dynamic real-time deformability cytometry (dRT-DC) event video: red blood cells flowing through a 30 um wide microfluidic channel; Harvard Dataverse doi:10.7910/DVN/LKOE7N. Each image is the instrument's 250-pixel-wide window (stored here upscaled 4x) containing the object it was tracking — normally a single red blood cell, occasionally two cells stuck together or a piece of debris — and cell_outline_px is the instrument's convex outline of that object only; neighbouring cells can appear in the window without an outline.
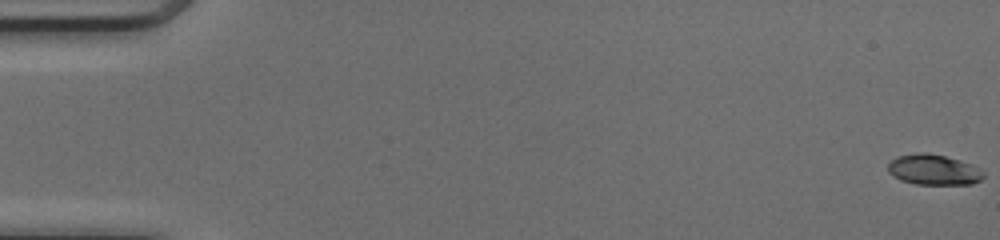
{"species": "common noctule bat (a hibernating species)", "species_latin": "Nyctalus noctula", "temperature_condition": "cold", "stored_images_in_passage": 51, "camera_frame_rate_fps": 3000, "um_per_image_px": 0.085, "animal": {"sex": "female", "body_mass_g": 17.0, "forearm_length_mm": 48.0}, "frame": {"image": 1, "passage_image": 1, "time_ms": 0.0, "image_size_px": [1000, 240], "cell_outline_px": [[984, 176], [980, 180], [972, 184], [916, 184], [900, 180], [888, 172], [888, 164], [896, 156], [920, 152], [924, 152], [944, 156], [980, 168], [984, 172]], "centroid_in_image_um": [79.33, 14.43], "position_along_channel_um": 5.7, "area_um2": 16.76}}
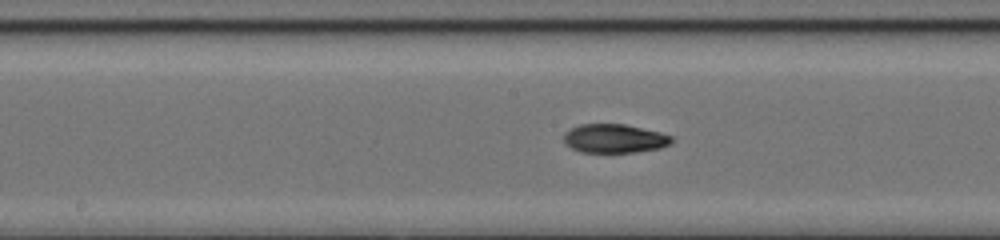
{"frame": {"image": 2, "passage_image": 27, "time_ms": 8.667, "image_size_px": [1000, 240], "cell_outline_px": [[672, 140], [668, 144], [660, 148], [636, 152], [580, 152], [572, 148], [564, 140], [564, 132], [568, 128], [580, 124], [624, 124], [660, 132], [672, 136]], "centroid_in_image_um": [52.2, 11.76], "position_along_channel_um": 196.0, "area_um2": 18.03}}
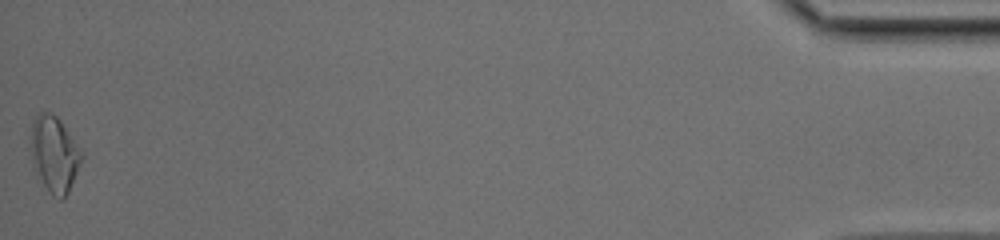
{"frame": {"image": 3, "passage_image": 51, "time_ms": 16.667, "image_size_px": [1000, 240], "cell_outline_px": [[84, 156], [68, 192], [64, 200], [60, 200], [52, 196], [36, 172], [32, 164], [28, 148], [32, 120], [40, 112], [48, 112], [56, 116], [60, 120]], "centroid_in_image_um": [4.57, 13.1], "position_along_channel_um": 430.6, "area_um2": 22.66}, "authors_computed_cell_mechanics": {"area_um2": 18.1492, "velocity_mm_per_s": 4.1745, "shape_relaxation_time_tau1_ms": null, "shape_relaxation_time_tau2_ms": 2.6644, "deformation_change_tau1": null, "deformation_change_tau2": 0.0814}}